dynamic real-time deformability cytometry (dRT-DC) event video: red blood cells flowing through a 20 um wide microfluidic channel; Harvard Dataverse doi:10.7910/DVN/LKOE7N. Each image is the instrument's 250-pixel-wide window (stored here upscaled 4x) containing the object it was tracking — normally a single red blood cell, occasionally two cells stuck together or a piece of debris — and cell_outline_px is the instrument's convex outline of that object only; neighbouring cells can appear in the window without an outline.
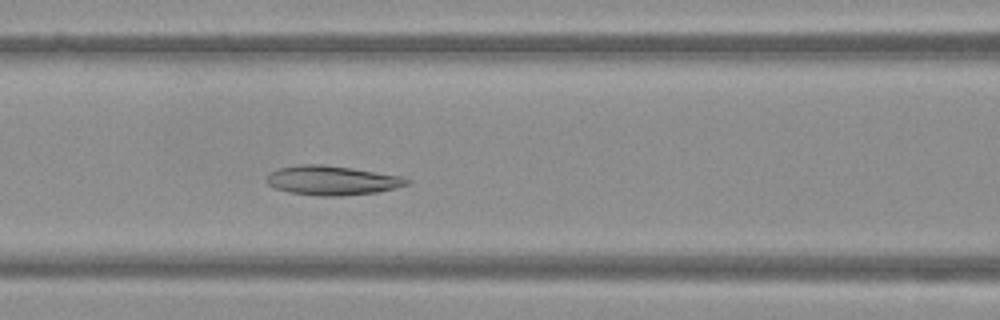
{"species": "Egyptian fruit bat (a non-hibernating species)", "species_latin": "Rousettus aegyptiacus", "temperature_condition": "warm", "stored_images_in_passage": 28, "camera_frame_rate_fps": 3000, "um_per_image_px": 0.085, "frame": {"image": 1, "passage_image": 10, "time_ms": 3.0, "image_size_px": [1000, 320], "cell_outline_px": [[412, 180], [408, 184], [376, 192], [340, 196], [320, 196], [288, 192], [276, 188], [268, 184], [264, 180], [272, 172], [280, 168], [300, 164], [324, 164], [352, 168], [400, 176]], "centroid_in_image_um": [28.2, 15.33], "position_along_channel_um": 138.4, "area_um2": 23.76}}
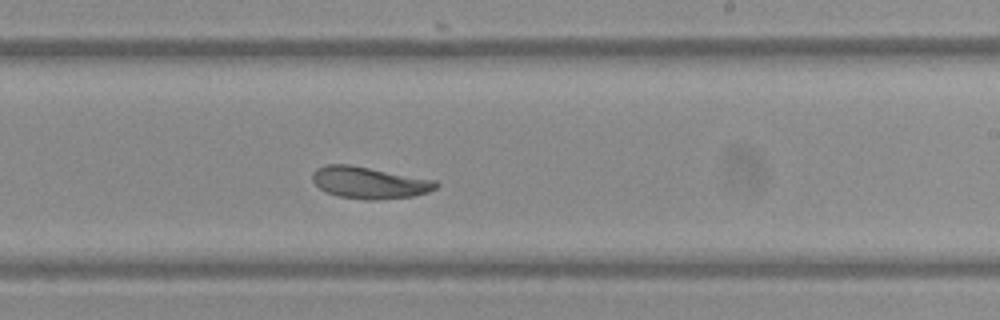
{"frame": {"image": 2, "passage_image": 19, "time_ms": 6.0, "image_size_px": [1000, 320], "cell_outline_px": [[440, 184], [436, 188], [428, 192], [412, 196], [376, 200], [364, 200], [336, 196], [320, 188], [312, 180], [312, 172], [316, 168], [324, 164], [348, 164], [436, 180]], "centroid_in_image_um": [31.37, 15.52], "position_along_channel_um": 257.6, "area_um2": 22.95}}
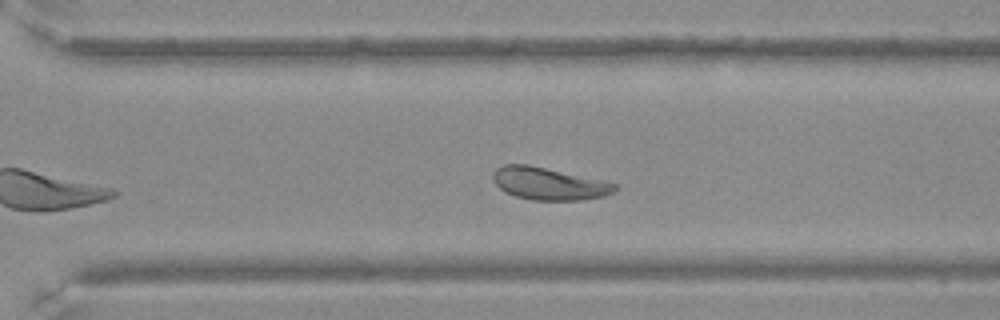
{"frame": {"image": 3, "passage_image": 24, "time_ms": 7.667, "image_size_px": [1000, 320], "cell_outline_px": [[620, 188], [616, 192], [604, 196], [584, 200], [532, 200], [516, 196], [500, 188], [496, 184], [492, 176], [496, 168], [504, 164], [528, 164], [616, 184]], "centroid_in_image_um": [46.67, 15.62], "position_along_channel_um": 323.9, "area_um2": 22.72}}